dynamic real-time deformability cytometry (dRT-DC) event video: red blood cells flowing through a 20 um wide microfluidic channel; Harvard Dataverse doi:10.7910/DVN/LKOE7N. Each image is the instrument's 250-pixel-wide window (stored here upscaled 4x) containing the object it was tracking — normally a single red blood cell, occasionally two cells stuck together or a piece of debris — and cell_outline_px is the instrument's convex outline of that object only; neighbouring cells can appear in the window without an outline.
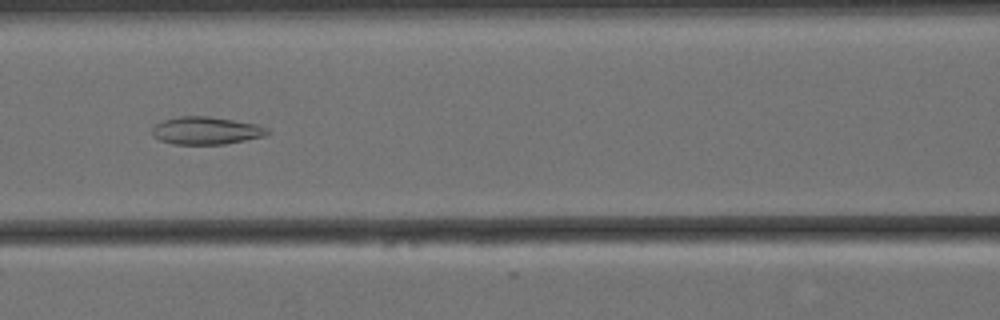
{"species": "Egyptian fruit bat (a non-hibernating species)", "species_latin": "Rousettus aegyptiacus", "temperature_condition": "cold", "stored_images_in_passage": 55, "camera_frame_rate_fps": 3000, "um_per_image_px": 0.085, "animal": {"sex": "female"}, "frame": {"image": 1, "passage_image": 21, "time_ms": 6.667, "image_size_px": [1000, 320], "cell_outline_px": [[268, 132], [264, 136], [224, 144], [172, 144], [160, 140], [152, 136], [152, 128], [156, 124], [164, 120], [180, 116], [208, 116], [256, 124], [268, 128]], "centroid_in_image_um": [17.48, 11.1], "position_along_channel_um": 149.1, "area_um2": 18.38}}
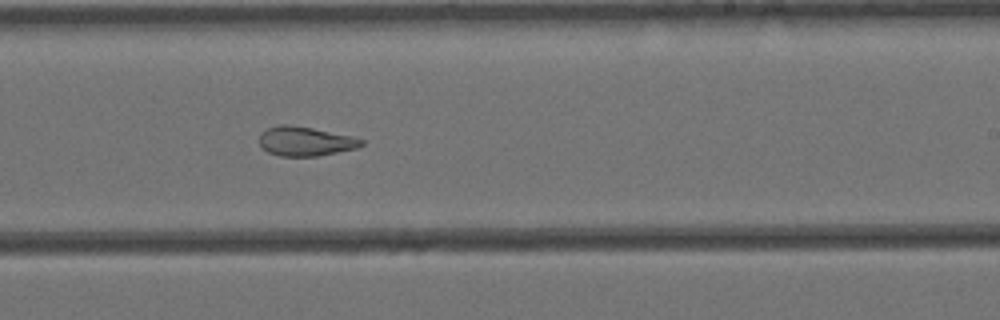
{"frame": {"image": 2, "passage_image": 31, "time_ms": 10.0, "image_size_px": [1000, 320], "cell_outline_px": [[364, 144], [356, 148], [316, 156], [280, 156], [268, 152], [260, 144], [260, 132], [268, 128], [280, 124], [288, 124], [312, 128], [352, 136], [364, 140]], "centroid_in_image_um": [25.94, 12.0], "position_along_channel_um": 263.1, "area_um2": 17.28}}
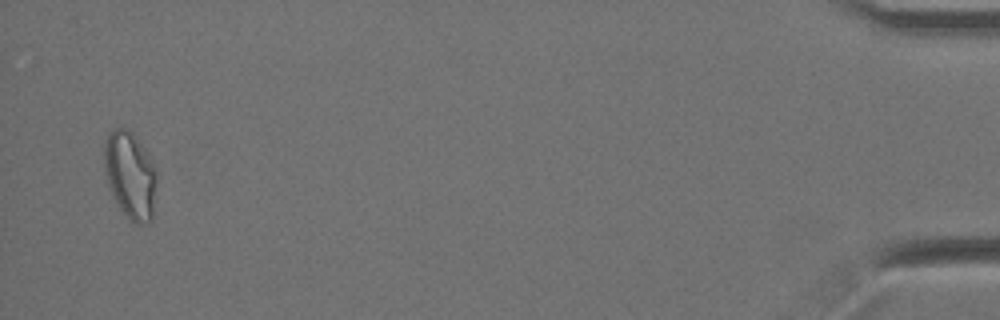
{"frame": {"image": 3, "passage_image": 53, "time_ms": 17.333, "image_size_px": [1000, 320], "cell_outline_px": [[156, 184], [152, 220], [148, 224], [136, 224], [120, 208], [108, 184], [104, 172], [104, 140], [108, 132], [116, 128], [124, 128], [132, 132], [156, 164]], "centroid_in_image_um": [11.08, 14.86], "position_along_channel_um": 424.1, "area_um2": 26.76}, "authors_computed_cell_mechanics": {"area_um2": 21.386, "velocity_mm_per_s": 3.4405, "shape_relaxation_time_tau1_ms": null, "shape_relaxation_time_tau2_ms": 3.5598, "deformation_change_tau1": null, "deformation_change_tau2": 0.1113}}